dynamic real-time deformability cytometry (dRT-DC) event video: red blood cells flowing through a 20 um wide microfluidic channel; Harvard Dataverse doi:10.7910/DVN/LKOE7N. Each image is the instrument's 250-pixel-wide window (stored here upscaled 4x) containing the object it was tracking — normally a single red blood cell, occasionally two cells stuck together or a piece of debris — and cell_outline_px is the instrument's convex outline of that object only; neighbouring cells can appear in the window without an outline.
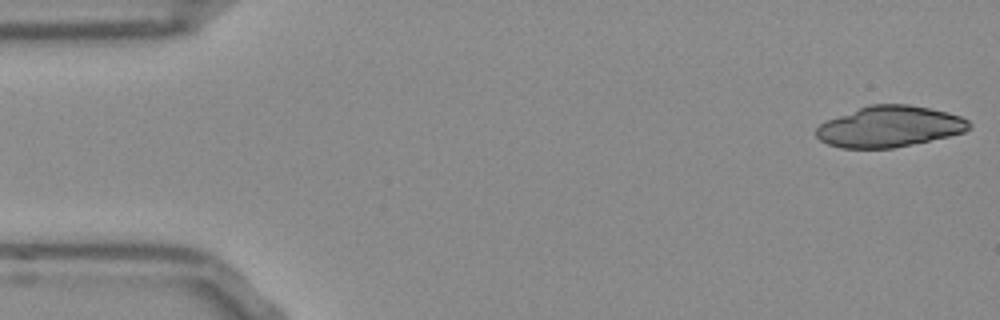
{"species": "Egyptian fruit bat (a non-hibernating species)", "species_latin": "Rousettus aegyptiacus", "temperature_condition": "room temperature", "stored_images_in_passage": 50, "camera_frame_rate_fps": 3000, "um_per_image_px": 0.085, "frame": {"image": 1, "passage_image": 1, "time_ms": 0.0, "image_size_px": [1000, 320], "cell_outline_px": [[972, 128], [964, 132], [948, 136], [892, 148], [840, 148], [828, 144], [820, 140], [816, 136], [816, 128], [820, 124], [828, 120], [868, 104], [908, 104], [948, 112], [960, 116], [968, 120], [972, 124]], "centroid_in_image_um": [75.62, 10.75], "position_along_channel_um": 9.4, "area_um2": 36.36}}